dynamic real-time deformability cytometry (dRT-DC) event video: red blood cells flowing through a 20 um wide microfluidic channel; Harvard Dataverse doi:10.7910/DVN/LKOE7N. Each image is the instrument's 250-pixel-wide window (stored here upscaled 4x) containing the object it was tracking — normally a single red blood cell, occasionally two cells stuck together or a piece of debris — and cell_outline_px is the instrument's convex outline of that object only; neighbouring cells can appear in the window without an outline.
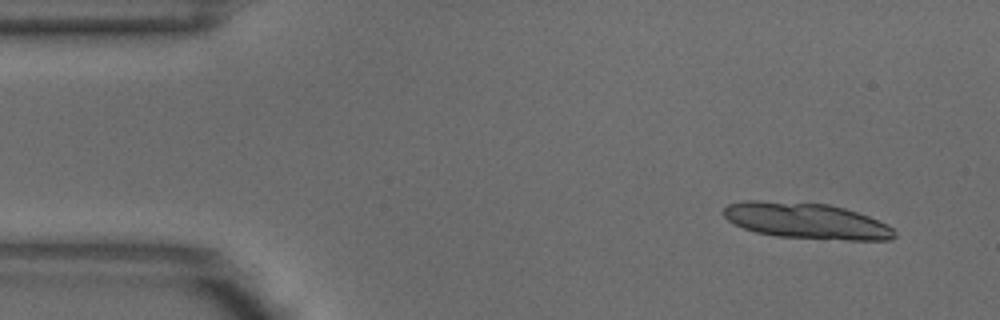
{"species": "common noctule bat (a hibernating species)", "species_latin": "Nyctalus noctula", "temperature_condition": "warm", "stored_images_in_passage": 4, "segment_of_instrument_passage": [1, 2], "camera_frame_rate_fps": 3000, "um_per_image_px": 0.085, "animal": {"sex": "male", "body_mass_g": 18.8}, "frame": {"image": 1, "passage_image": 1, "time_ms": 0.0, "image_size_px": [1000, 320], "cell_outline_px": [[896, 236], [892, 240], [848, 240], [776, 236], [756, 232], [744, 228], [728, 220], [724, 216], [724, 208], [728, 204], [744, 200], [756, 200], [828, 204], [844, 208], [868, 216], [888, 224], [896, 232]], "centroid_in_image_um": [68.56, 18.77], "position_along_channel_um": 16.4, "area_um2": 35.66}}